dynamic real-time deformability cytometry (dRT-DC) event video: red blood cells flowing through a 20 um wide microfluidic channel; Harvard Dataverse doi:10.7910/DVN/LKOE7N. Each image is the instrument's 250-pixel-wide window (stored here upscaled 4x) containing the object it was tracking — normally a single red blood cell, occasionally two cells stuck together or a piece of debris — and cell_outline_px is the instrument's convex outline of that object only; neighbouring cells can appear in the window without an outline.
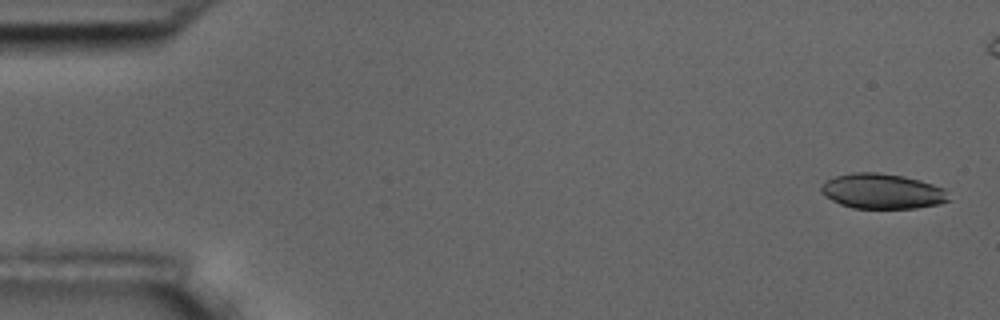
{"species": "common noctule bat (a hibernating species)", "species_latin": "Nyctalus noctula", "temperature_condition": "room temperature", "stored_images_in_passage": 6, "camera_frame_rate_fps": 3000, "um_per_image_px": 0.085, "animal": {"sex": "male", "body_mass_g": 17.5, "forearm_length_mm": 52.3}, "frame": {"image": 1, "passage_image": 1, "time_ms": 0.0, "image_size_px": [1000, 320], "cell_outline_px": [[952, 200], [940, 204], [916, 208], [852, 208], [840, 204], [824, 196], [820, 192], [820, 184], [836, 176], [852, 172], [876, 172], [904, 176], [920, 180], [944, 188]], "centroid_in_image_um": [74.99, 16.26], "position_along_channel_um": 10.0, "area_um2": 26.36}}